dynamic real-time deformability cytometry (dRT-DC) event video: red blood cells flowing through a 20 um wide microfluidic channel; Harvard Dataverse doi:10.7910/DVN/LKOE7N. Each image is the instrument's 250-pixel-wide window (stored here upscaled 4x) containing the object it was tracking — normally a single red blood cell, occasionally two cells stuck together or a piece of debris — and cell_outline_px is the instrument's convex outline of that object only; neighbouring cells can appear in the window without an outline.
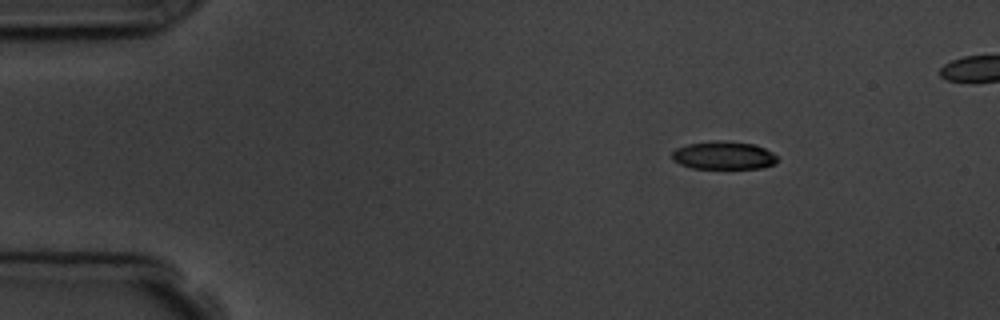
{"species": "common noctule bat (a hibernating species)", "species_latin": "Nyctalus noctula", "temperature_condition": "room temperature", "stored_images_in_passage": 5, "camera_frame_rate_fps": 3000, "um_per_image_px": 0.085, "animal": {"sex": "male", "body_mass_g": 19.5, "forearm_length_mm": 54.6}, "frame": {"image": 1, "passage_image": 1, "time_ms": 0.0, "image_size_px": [1000, 320], "cell_outline_px": [[776, 164], [760, 168], [692, 168], [680, 164], [672, 160], [672, 152], [676, 148], [688, 144], [712, 140], [724, 140], [756, 144], [772, 152], [776, 156]], "centroid_in_image_um": [61.5, 13.19], "position_along_channel_um": 23.5, "area_um2": 17.34}}